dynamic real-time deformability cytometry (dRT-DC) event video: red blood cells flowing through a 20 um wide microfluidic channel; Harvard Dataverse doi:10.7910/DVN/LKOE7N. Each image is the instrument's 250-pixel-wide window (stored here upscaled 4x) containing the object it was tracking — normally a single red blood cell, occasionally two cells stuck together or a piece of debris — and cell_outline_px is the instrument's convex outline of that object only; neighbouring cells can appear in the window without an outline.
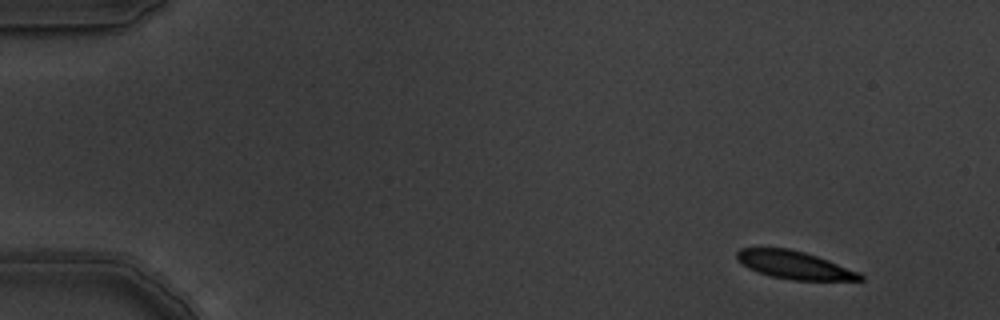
{"species": "common noctule bat (a hibernating species)", "species_latin": "Nyctalus noctula", "temperature_condition": "warm", "stored_images_in_passage": 6, "camera_frame_rate_fps": 3000, "um_per_image_px": 0.085, "animal": {"sex": "male", "body_mass_g": 19.5, "forearm_length_mm": 54.6}, "frame": {"image": 1, "passage_image": 1, "time_ms": 0.0, "image_size_px": [1000, 320], "cell_outline_px": [[864, 280], [792, 280], [772, 276], [748, 268], [736, 256], [736, 252], [740, 248], [788, 248], [804, 252], [828, 260], [860, 272], [864, 276]], "centroid_in_image_um": [67.56, 22.52], "position_along_channel_um": 17.4, "area_um2": 19.77}}
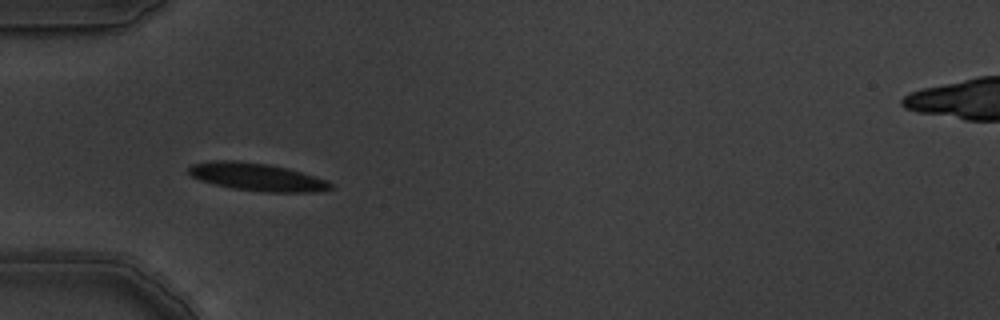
{"frame": {"image": 2, "passage_image": 5, "time_ms": 1.333, "image_size_px": [1000, 320], "cell_outline_px": [[336, 188], [316, 192], [264, 192], [232, 188], [200, 180], [192, 176], [188, 172], [188, 168], [192, 164], [216, 160], [232, 160], [268, 164], [288, 168], [324, 180], [332, 184]], "centroid_in_image_um": [21.84, 15.04], "position_along_channel_um": 63.2, "area_um2": 22.72}}